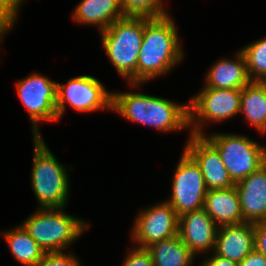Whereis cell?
Returning a JSON list of instances; mask_svg holds the SVG:
<instances>
[{"instance_id": "f546056e", "label": "cell", "mask_w": 266, "mask_h": 266, "mask_svg": "<svg viewBox=\"0 0 266 266\" xmlns=\"http://www.w3.org/2000/svg\"><path fill=\"white\" fill-rule=\"evenodd\" d=\"M259 132H262V133H265V132H266V118H265V121H264V125H263V127L259 130Z\"/></svg>"}, {"instance_id": "8fae6325", "label": "cell", "mask_w": 266, "mask_h": 266, "mask_svg": "<svg viewBox=\"0 0 266 266\" xmlns=\"http://www.w3.org/2000/svg\"><path fill=\"white\" fill-rule=\"evenodd\" d=\"M136 218L131 235L140 248L178 235L179 216L167 201L140 211Z\"/></svg>"}, {"instance_id": "277c9868", "label": "cell", "mask_w": 266, "mask_h": 266, "mask_svg": "<svg viewBox=\"0 0 266 266\" xmlns=\"http://www.w3.org/2000/svg\"><path fill=\"white\" fill-rule=\"evenodd\" d=\"M34 144L31 183L40 208H65L69 194L66 169L41 136L34 137Z\"/></svg>"}, {"instance_id": "7402d4cb", "label": "cell", "mask_w": 266, "mask_h": 266, "mask_svg": "<svg viewBox=\"0 0 266 266\" xmlns=\"http://www.w3.org/2000/svg\"><path fill=\"white\" fill-rule=\"evenodd\" d=\"M251 81H266V38L241 49Z\"/></svg>"}, {"instance_id": "9a60e30c", "label": "cell", "mask_w": 266, "mask_h": 266, "mask_svg": "<svg viewBox=\"0 0 266 266\" xmlns=\"http://www.w3.org/2000/svg\"><path fill=\"white\" fill-rule=\"evenodd\" d=\"M255 248L254 225L244 222L218 227L214 253L239 263Z\"/></svg>"}, {"instance_id": "4fadbf2b", "label": "cell", "mask_w": 266, "mask_h": 266, "mask_svg": "<svg viewBox=\"0 0 266 266\" xmlns=\"http://www.w3.org/2000/svg\"><path fill=\"white\" fill-rule=\"evenodd\" d=\"M218 227L202 208L179 216L178 235L194 254L214 251Z\"/></svg>"}, {"instance_id": "4316f807", "label": "cell", "mask_w": 266, "mask_h": 266, "mask_svg": "<svg viewBox=\"0 0 266 266\" xmlns=\"http://www.w3.org/2000/svg\"><path fill=\"white\" fill-rule=\"evenodd\" d=\"M255 250L266 257V220L253 223Z\"/></svg>"}, {"instance_id": "9c48e42d", "label": "cell", "mask_w": 266, "mask_h": 266, "mask_svg": "<svg viewBox=\"0 0 266 266\" xmlns=\"http://www.w3.org/2000/svg\"><path fill=\"white\" fill-rule=\"evenodd\" d=\"M65 101L76 111L112 110V93L105 90L98 79L90 75L71 78L67 84L57 83V116H62Z\"/></svg>"}, {"instance_id": "8992f818", "label": "cell", "mask_w": 266, "mask_h": 266, "mask_svg": "<svg viewBox=\"0 0 266 266\" xmlns=\"http://www.w3.org/2000/svg\"><path fill=\"white\" fill-rule=\"evenodd\" d=\"M219 152L229 176L236 184L266 163V147L246 136L213 134L205 137Z\"/></svg>"}, {"instance_id": "7c38bea8", "label": "cell", "mask_w": 266, "mask_h": 266, "mask_svg": "<svg viewBox=\"0 0 266 266\" xmlns=\"http://www.w3.org/2000/svg\"><path fill=\"white\" fill-rule=\"evenodd\" d=\"M184 149L199 165L207 190L235 186L217 149L205 136L190 135Z\"/></svg>"}, {"instance_id": "3957f363", "label": "cell", "mask_w": 266, "mask_h": 266, "mask_svg": "<svg viewBox=\"0 0 266 266\" xmlns=\"http://www.w3.org/2000/svg\"><path fill=\"white\" fill-rule=\"evenodd\" d=\"M144 33V17L124 16L101 32L103 46L117 72L137 84V60Z\"/></svg>"}, {"instance_id": "d6986e66", "label": "cell", "mask_w": 266, "mask_h": 266, "mask_svg": "<svg viewBox=\"0 0 266 266\" xmlns=\"http://www.w3.org/2000/svg\"><path fill=\"white\" fill-rule=\"evenodd\" d=\"M146 249L151 254L154 266H190L195 255L179 235L153 243Z\"/></svg>"}, {"instance_id": "30bf717a", "label": "cell", "mask_w": 266, "mask_h": 266, "mask_svg": "<svg viewBox=\"0 0 266 266\" xmlns=\"http://www.w3.org/2000/svg\"><path fill=\"white\" fill-rule=\"evenodd\" d=\"M18 95L29 112L34 137L40 136L37 123L57 121V83L39 74H32L17 83Z\"/></svg>"}, {"instance_id": "603a6c76", "label": "cell", "mask_w": 266, "mask_h": 266, "mask_svg": "<svg viewBox=\"0 0 266 266\" xmlns=\"http://www.w3.org/2000/svg\"><path fill=\"white\" fill-rule=\"evenodd\" d=\"M125 16L159 18L168 15L162 0H119Z\"/></svg>"}, {"instance_id": "7a4b0ae2", "label": "cell", "mask_w": 266, "mask_h": 266, "mask_svg": "<svg viewBox=\"0 0 266 266\" xmlns=\"http://www.w3.org/2000/svg\"><path fill=\"white\" fill-rule=\"evenodd\" d=\"M112 111L132 122L150 125L163 132L189 126V104L179 105L141 93H112Z\"/></svg>"}, {"instance_id": "ba28073f", "label": "cell", "mask_w": 266, "mask_h": 266, "mask_svg": "<svg viewBox=\"0 0 266 266\" xmlns=\"http://www.w3.org/2000/svg\"><path fill=\"white\" fill-rule=\"evenodd\" d=\"M207 188L199 165L184 150L172 182V197L167 202L177 215L204 208Z\"/></svg>"}, {"instance_id": "5b68a950", "label": "cell", "mask_w": 266, "mask_h": 266, "mask_svg": "<svg viewBox=\"0 0 266 266\" xmlns=\"http://www.w3.org/2000/svg\"><path fill=\"white\" fill-rule=\"evenodd\" d=\"M63 209L39 208L22 225L45 253L62 252L88 227Z\"/></svg>"}, {"instance_id": "cb8c5ba5", "label": "cell", "mask_w": 266, "mask_h": 266, "mask_svg": "<svg viewBox=\"0 0 266 266\" xmlns=\"http://www.w3.org/2000/svg\"><path fill=\"white\" fill-rule=\"evenodd\" d=\"M21 3L22 0H0V39L13 26Z\"/></svg>"}, {"instance_id": "f1b7e54d", "label": "cell", "mask_w": 266, "mask_h": 266, "mask_svg": "<svg viewBox=\"0 0 266 266\" xmlns=\"http://www.w3.org/2000/svg\"><path fill=\"white\" fill-rule=\"evenodd\" d=\"M203 266H238V263L214 253V256L205 261Z\"/></svg>"}, {"instance_id": "484cf974", "label": "cell", "mask_w": 266, "mask_h": 266, "mask_svg": "<svg viewBox=\"0 0 266 266\" xmlns=\"http://www.w3.org/2000/svg\"><path fill=\"white\" fill-rule=\"evenodd\" d=\"M122 266H154L152 257L146 248H135L125 258Z\"/></svg>"}, {"instance_id": "44dd1931", "label": "cell", "mask_w": 266, "mask_h": 266, "mask_svg": "<svg viewBox=\"0 0 266 266\" xmlns=\"http://www.w3.org/2000/svg\"><path fill=\"white\" fill-rule=\"evenodd\" d=\"M3 235L12 255L21 264L24 266H37L41 262L45 252L22 225L12 231L3 232Z\"/></svg>"}, {"instance_id": "52a82bcc", "label": "cell", "mask_w": 266, "mask_h": 266, "mask_svg": "<svg viewBox=\"0 0 266 266\" xmlns=\"http://www.w3.org/2000/svg\"><path fill=\"white\" fill-rule=\"evenodd\" d=\"M242 89H214L204 87L189 103L191 134L203 136V122L222 121L240 112Z\"/></svg>"}, {"instance_id": "83f0119b", "label": "cell", "mask_w": 266, "mask_h": 266, "mask_svg": "<svg viewBox=\"0 0 266 266\" xmlns=\"http://www.w3.org/2000/svg\"><path fill=\"white\" fill-rule=\"evenodd\" d=\"M238 266H266V257L254 249L238 263Z\"/></svg>"}, {"instance_id": "d4e9b609", "label": "cell", "mask_w": 266, "mask_h": 266, "mask_svg": "<svg viewBox=\"0 0 266 266\" xmlns=\"http://www.w3.org/2000/svg\"><path fill=\"white\" fill-rule=\"evenodd\" d=\"M37 266H80L78 260L64 252L45 253Z\"/></svg>"}, {"instance_id": "ffe728a7", "label": "cell", "mask_w": 266, "mask_h": 266, "mask_svg": "<svg viewBox=\"0 0 266 266\" xmlns=\"http://www.w3.org/2000/svg\"><path fill=\"white\" fill-rule=\"evenodd\" d=\"M240 112L258 131L266 118V81H250L243 89Z\"/></svg>"}, {"instance_id": "2e32d148", "label": "cell", "mask_w": 266, "mask_h": 266, "mask_svg": "<svg viewBox=\"0 0 266 266\" xmlns=\"http://www.w3.org/2000/svg\"><path fill=\"white\" fill-rule=\"evenodd\" d=\"M204 209L218 226L244 223L241 204L235 186L208 190Z\"/></svg>"}, {"instance_id": "6da1fadb", "label": "cell", "mask_w": 266, "mask_h": 266, "mask_svg": "<svg viewBox=\"0 0 266 266\" xmlns=\"http://www.w3.org/2000/svg\"><path fill=\"white\" fill-rule=\"evenodd\" d=\"M183 58L171 17H144V33L137 60V84L168 73Z\"/></svg>"}, {"instance_id": "5bb4252c", "label": "cell", "mask_w": 266, "mask_h": 266, "mask_svg": "<svg viewBox=\"0 0 266 266\" xmlns=\"http://www.w3.org/2000/svg\"><path fill=\"white\" fill-rule=\"evenodd\" d=\"M244 222L266 220V163L235 184Z\"/></svg>"}, {"instance_id": "ac0fdd59", "label": "cell", "mask_w": 266, "mask_h": 266, "mask_svg": "<svg viewBox=\"0 0 266 266\" xmlns=\"http://www.w3.org/2000/svg\"><path fill=\"white\" fill-rule=\"evenodd\" d=\"M124 16L119 0H82L73 14L76 22L99 25L100 33Z\"/></svg>"}, {"instance_id": "e0dca14e", "label": "cell", "mask_w": 266, "mask_h": 266, "mask_svg": "<svg viewBox=\"0 0 266 266\" xmlns=\"http://www.w3.org/2000/svg\"><path fill=\"white\" fill-rule=\"evenodd\" d=\"M235 60L221 59L214 64L208 71L205 87L243 89L251 80L247 73L246 59L242 51L236 53Z\"/></svg>"}]
</instances>
